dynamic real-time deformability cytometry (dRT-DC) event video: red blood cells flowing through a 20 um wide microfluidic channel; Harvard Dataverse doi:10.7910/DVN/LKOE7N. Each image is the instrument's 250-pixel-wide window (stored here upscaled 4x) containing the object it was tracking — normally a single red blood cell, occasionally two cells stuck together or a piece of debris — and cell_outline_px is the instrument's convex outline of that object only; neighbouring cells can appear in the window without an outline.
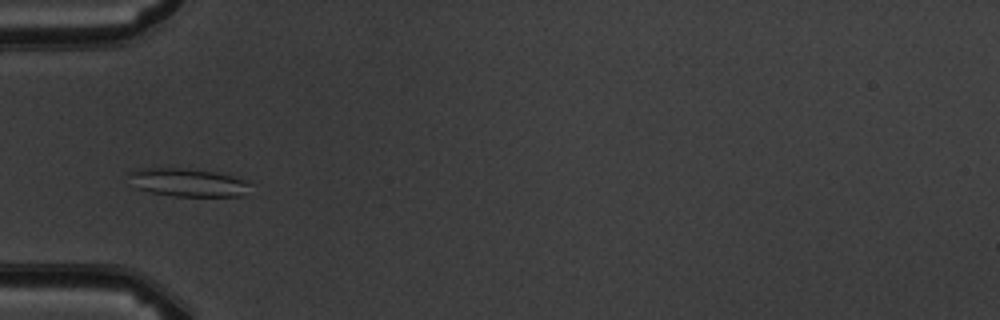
{"species": "common noctule bat (a hibernating species)", "species_latin": "Nyctalus noctula", "temperature_condition": "warm", "stored_images_in_passage": 7, "camera_frame_rate_fps": 3000, "um_per_image_px": 0.085, "animal": {"sex": "male", "body_mass_g": 19.5, "forearm_length_mm": 54.6}, "frame": {"image": 1, "passage_image": 5, "time_ms": 4.333, "image_size_px": [1000, 320], "cell_outline_px": [[252, 184], [244, 196], [172, 196], [132, 188], [124, 172], [140, 168], [184, 168], [216, 172], [248, 180]], "centroid_in_image_um": [15.89, 15.5], "position_along_channel_um": 69.1, "area_um2": 20.52}}
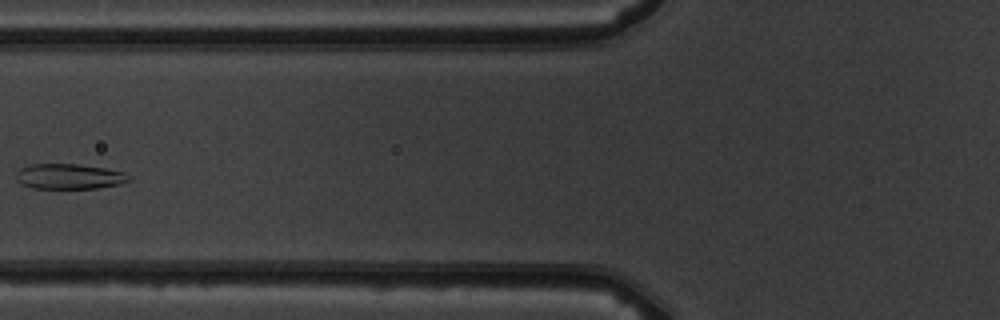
{"frame": {"image": 2, "passage_image": 6, "time_ms": 5.667, "image_size_px": [1000, 320], "cell_outline_px": [[132, 180], [120, 184], [96, 188], [32, 188], [20, 184], [16, 180], [16, 172], [20, 168], [28, 164], [76, 164], [104, 168], [124, 172], [132, 176]], "centroid_in_image_um": [5.87, 15.0], "position_along_channel_um": 119.9, "area_um2": 16.76}}
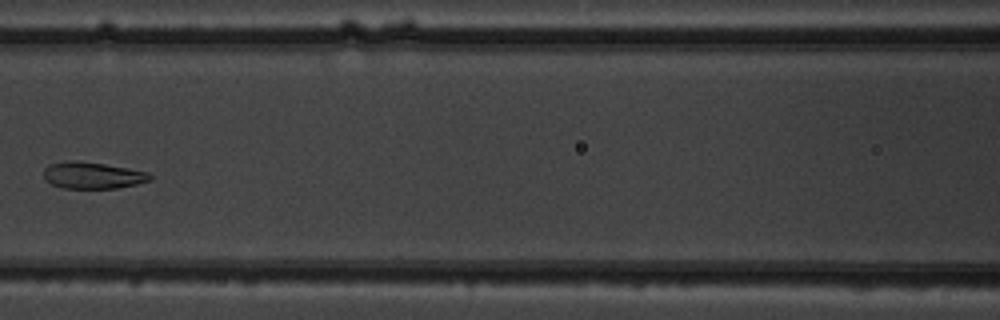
{"frame": {"image": 3, "passage_image": 7, "time_ms": 6.667, "image_size_px": [1000, 320], "cell_outline_px": [[152, 180], [136, 184], [116, 188], [64, 188], [52, 184], [44, 180], [44, 168], [48, 164], [68, 160], [76, 160], [104, 164], [128, 168], [148, 172], [152, 176]], "centroid_in_image_um": [7.85, 14.9], "position_along_channel_um": 158.8, "area_um2": 16.59}}